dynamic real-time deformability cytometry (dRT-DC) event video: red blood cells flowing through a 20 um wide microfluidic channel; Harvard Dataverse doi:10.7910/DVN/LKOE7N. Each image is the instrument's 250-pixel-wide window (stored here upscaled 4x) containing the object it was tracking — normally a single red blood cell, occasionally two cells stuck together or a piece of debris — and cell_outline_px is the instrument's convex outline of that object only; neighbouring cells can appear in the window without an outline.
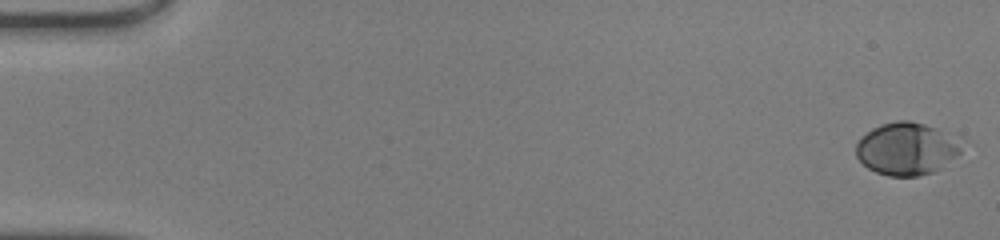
{"species": "human", "species_latin": "Homo sapiens", "temperature_condition": "warm", "stored_images_in_passage": 49, "camera_frame_rate_fps": 3000, "um_per_image_px": 0.085, "donor": {"sex": "male"}, "frame": {"image": 1, "passage_image": 1, "time_ms": 0.0, "image_size_px": [1000, 240], "cell_outline_px": [[960, 152], [956, 156], [940, 168], [932, 172], [916, 176], [888, 176], [876, 172], [868, 168], [856, 156], [856, 144], [872, 128], [880, 124], [896, 120], [908, 120], [924, 124], [960, 136]], "centroid_in_image_um": [77.08, 12.63], "position_along_channel_um": 7.9, "area_um2": 32.25}}
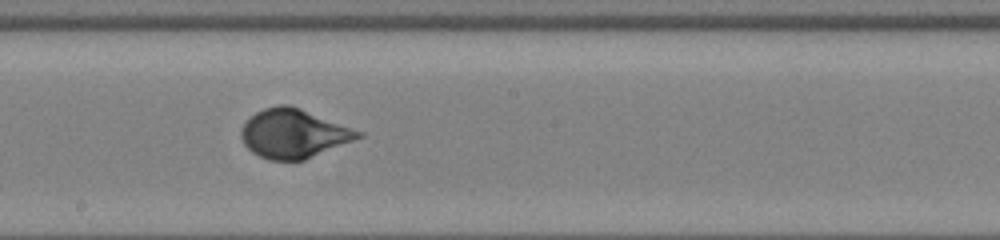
{"frame": {"image": 2, "passage_image": 28, "time_ms": 9.0, "image_size_px": [1000, 240], "cell_outline_px": [[364, 136], [304, 160], [268, 160], [252, 152], [244, 144], [240, 136], [240, 128], [256, 112], [264, 108], [280, 104], [288, 104], [300, 108], [364, 132]], "centroid_in_image_um": [24.95, 11.35], "position_along_channel_um": 223.2, "area_um2": 33.23}}
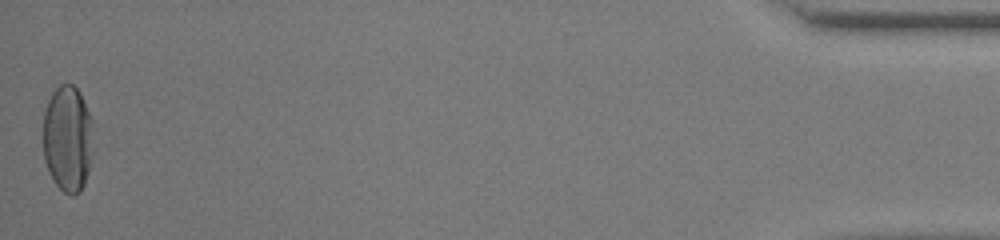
{"frame": {"image": 3, "passage_image": 49, "time_ms": 16.0, "image_size_px": [1000, 240], "cell_outline_px": [[92, 152], [88, 172], [84, 184], [80, 192], [72, 196], [64, 192], [56, 184], [48, 172], [44, 160], [44, 112], [48, 100], [52, 92], [60, 84], [72, 84], [80, 92], [92, 120]], "centroid_in_image_um": [5.75, 11.79], "position_along_channel_um": 429.4, "area_um2": 31.15}, "authors_computed_cell_mechanics": {"area_um2": 31.0386, "velocity_mm_per_s": 4.266, "shape_relaxation_time_tau1_ms": 3.7318, "shape_relaxation_time_tau2_ms": null, "deformation_change_tau1": 0.2055, "deformation_change_tau2": null}}